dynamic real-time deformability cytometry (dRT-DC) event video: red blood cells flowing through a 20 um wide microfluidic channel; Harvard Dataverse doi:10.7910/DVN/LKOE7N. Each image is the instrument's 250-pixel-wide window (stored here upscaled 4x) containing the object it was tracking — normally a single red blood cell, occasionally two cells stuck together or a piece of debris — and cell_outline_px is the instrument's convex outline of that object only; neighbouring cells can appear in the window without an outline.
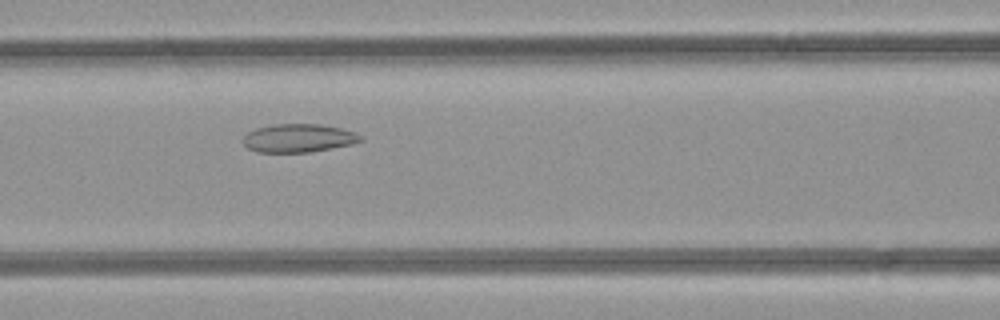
{"species": "common noctule bat (a hibernating species)", "species_latin": "Nyctalus noctula", "temperature_condition": "room temperature", "stored_images_in_passage": 28, "camera_frame_rate_fps": 3000, "um_per_image_px": 0.085, "animal": {"sex": "female", "body_mass_g": 21.9}, "frame": {"image": 1, "passage_image": 9, "time_ms": 2.667, "image_size_px": [1000, 320], "cell_outline_px": [[364, 140], [352, 144], [308, 152], [256, 152], [248, 148], [240, 140], [248, 132], [256, 128], [272, 124], [320, 124], [340, 128], [356, 132], [364, 136]], "centroid_in_image_um": [25.37, 11.73], "position_along_channel_um": 141.2, "area_um2": 19.54}}
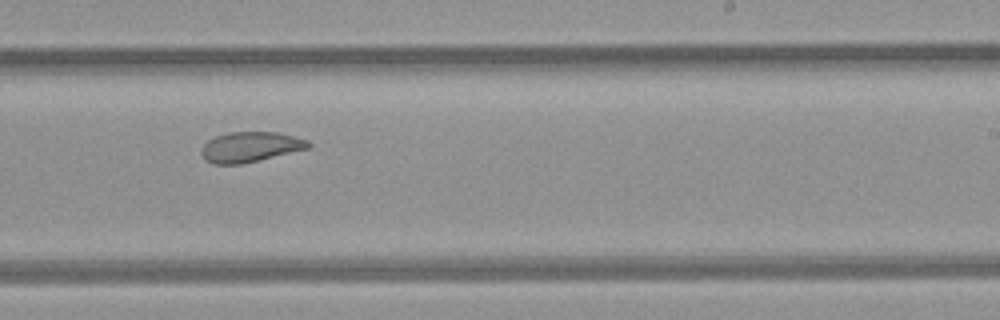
{"frame": {"image": 2, "passage_image": 18, "time_ms": 5.667, "image_size_px": [1000, 320], "cell_outline_px": [[312, 148], [240, 164], [212, 164], [204, 160], [200, 152], [204, 144], [208, 140], [216, 136], [228, 132], [276, 132], [308, 140], [312, 144]], "centroid_in_image_um": [21.28, 12.49], "position_along_channel_um": 267.7, "area_um2": 18.9}}
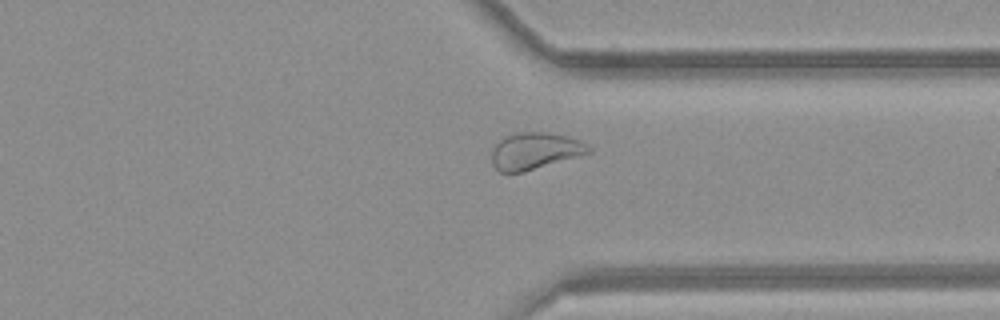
{"frame": {"image": 3, "passage_image": 25, "time_ms": 8.0, "image_size_px": [1000, 320], "cell_outline_px": [[592, 152], [524, 172], [500, 172], [492, 164], [492, 148], [504, 136], [520, 132], [544, 132], [564, 136], [580, 140], [588, 144], [592, 148]], "centroid_in_image_um": [45.47, 12.83], "position_along_channel_um": 365.9, "area_um2": 20.69}}